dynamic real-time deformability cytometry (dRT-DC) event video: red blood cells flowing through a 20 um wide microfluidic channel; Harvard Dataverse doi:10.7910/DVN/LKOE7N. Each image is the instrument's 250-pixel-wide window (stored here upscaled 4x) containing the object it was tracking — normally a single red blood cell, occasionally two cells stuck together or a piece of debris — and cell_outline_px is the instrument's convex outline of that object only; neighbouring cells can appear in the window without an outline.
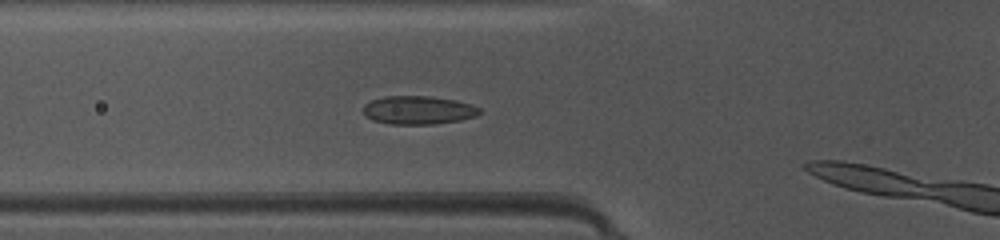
{"species": "common noctule bat (a hibernating species)", "species_latin": "Nyctalus noctula", "temperature_condition": "warm", "stored_images_in_passage": 11, "camera_frame_rate_fps": 3000, "um_per_image_px": 0.085, "animal": {"sex": "female", "body_mass_g": 10.0, "forearm_length_mm": 53.1}, "frame": {"image": 1, "passage_image": 7, "time_ms": 2.0, "image_size_px": [1000, 240], "cell_outline_px": [[480, 112], [476, 116], [460, 120], [432, 124], [388, 124], [372, 120], [364, 116], [364, 104], [372, 100], [384, 96], [428, 96], [456, 100], [472, 104], [480, 108]], "centroid_in_image_um": [35.54, 9.36], "position_along_channel_um": 90.3, "area_um2": 19.31}}
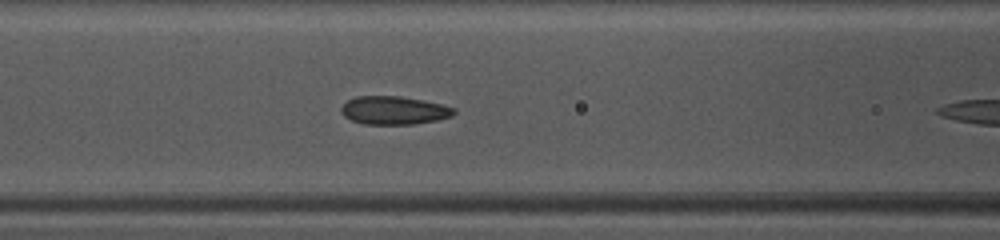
{"frame": {"image": 2, "passage_image": 10, "time_ms": 3.0, "image_size_px": [1000, 240], "cell_outline_px": [[456, 112], [452, 116], [436, 120], [412, 124], [364, 124], [352, 120], [344, 116], [340, 112], [340, 108], [348, 100], [356, 96], [400, 96], [424, 100], [456, 108]], "centroid_in_image_um": [33.48, 9.37], "position_along_channel_um": 133.1, "area_um2": 18.55}}